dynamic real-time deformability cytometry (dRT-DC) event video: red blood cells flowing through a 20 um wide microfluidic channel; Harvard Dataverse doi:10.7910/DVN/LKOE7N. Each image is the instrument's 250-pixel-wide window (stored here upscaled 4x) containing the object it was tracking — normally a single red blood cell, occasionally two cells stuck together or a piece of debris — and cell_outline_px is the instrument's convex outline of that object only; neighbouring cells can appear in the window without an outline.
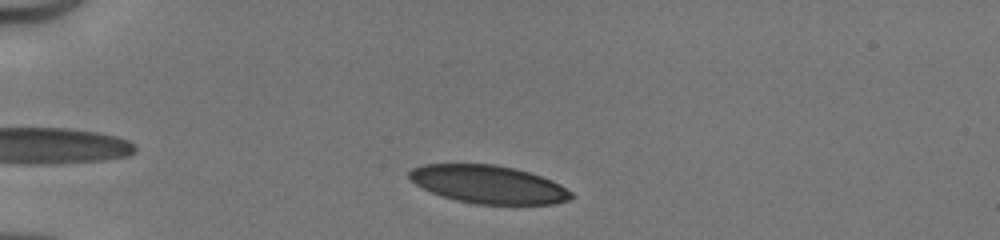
{"species": "human", "species_latin": "Homo sapiens", "temperature_condition": "cold", "stored_images_in_passage": 34, "camera_frame_rate_fps": 3000, "um_per_image_px": 0.085, "donor": {"sex": "male"}, "frame": {"image": 1, "passage_image": 3, "time_ms": 0.667, "image_size_px": [1000, 240], "cell_outline_px": [[576, 196], [568, 200], [552, 204], [476, 204], [456, 200], [432, 192], [416, 184], [408, 176], [408, 172], [412, 168], [424, 164], [496, 164], [516, 168], [552, 180], [560, 184], [572, 192]], "centroid_in_image_um": [41.54, 15.67], "position_along_channel_um": 43.5, "area_um2": 35.84}}
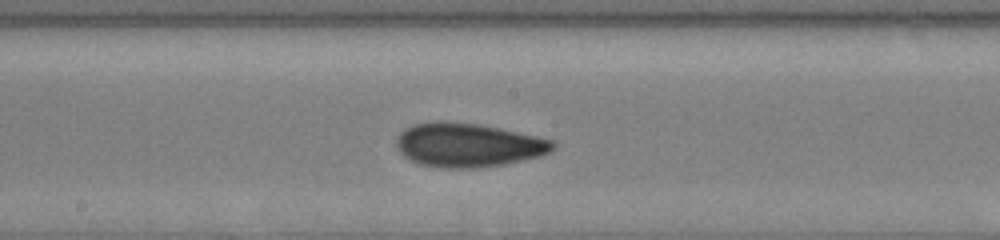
{"frame": {"image": 2, "passage_image": 18, "time_ms": 5.667, "image_size_px": [1000, 240], "cell_outline_px": [[556, 148], [540, 156], [504, 164], [472, 168], [444, 168], [416, 164], [404, 156], [396, 148], [396, 136], [404, 128], [416, 124], [436, 120], [444, 120], [480, 124], [556, 140]], "centroid_in_image_um": [39.76, 12.32], "position_along_channel_um": 208.4, "area_um2": 40.46}}
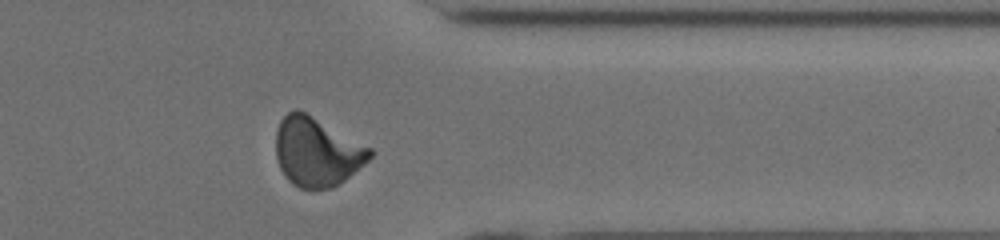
{"frame": {"image": 3, "passage_image": 31, "time_ms": 10.0, "image_size_px": [1000, 240], "cell_outline_px": [[372, 156], [364, 164], [344, 180], [332, 188], [300, 188], [292, 184], [284, 176], [280, 168], [276, 156], [276, 132], [280, 120], [288, 112], [296, 108], [304, 112], [372, 148]], "centroid_in_image_um": [26.91, 12.91], "position_along_channel_um": 384.5, "area_um2": 37.4}, "authors_computed_cell_mechanics": {"area_um2": 38.5815, "velocity_mm_per_s": 4.1548, "shape_relaxation_time_tau1_ms": 6.1141, "shape_relaxation_time_tau2_ms": 1.9777, "deformation_change_tau1": 0.1631, "deformation_change_tau2": 0.0817}}